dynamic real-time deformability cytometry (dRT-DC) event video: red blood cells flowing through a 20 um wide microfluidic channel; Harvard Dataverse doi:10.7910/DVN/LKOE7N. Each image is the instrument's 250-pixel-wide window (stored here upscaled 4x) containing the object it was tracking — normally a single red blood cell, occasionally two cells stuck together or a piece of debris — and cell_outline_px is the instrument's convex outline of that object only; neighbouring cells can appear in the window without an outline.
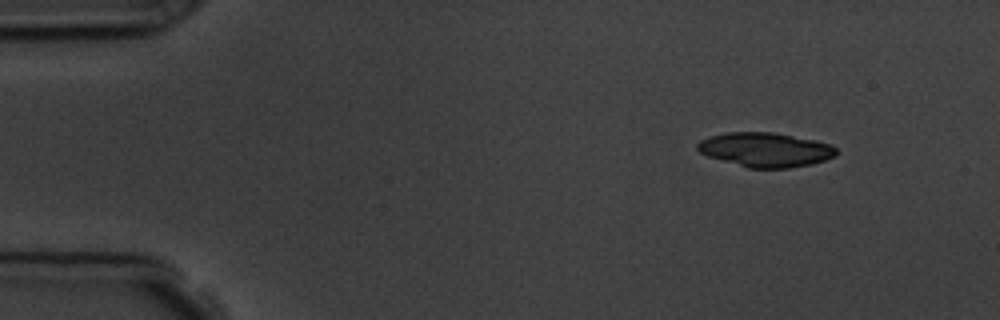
{"species": "common noctule bat (a hibernating species)", "species_latin": "Nyctalus noctula", "temperature_condition": "room temperature", "stored_images_in_passage": 5, "camera_frame_rate_fps": 3000, "um_per_image_px": 0.085, "animal": {"sex": "male", "body_mass_g": 19.5, "forearm_length_mm": 54.6}, "frame": {"image": 1, "passage_image": 1, "time_ms": 0.0, "image_size_px": [1000, 320], "cell_outline_px": [[840, 152], [836, 156], [812, 164], [788, 168], [748, 168], [708, 156], [700, 152], [696, 148], [696, 144], [700, 140], [708, 136], [728, 132], [772, 132], [816, 140], [828, 144], [836, 148]], "centroid_in_image_um": [65.06, 12.72], "position_along_channel_um": 19.9, "area_um2": 27.86}}